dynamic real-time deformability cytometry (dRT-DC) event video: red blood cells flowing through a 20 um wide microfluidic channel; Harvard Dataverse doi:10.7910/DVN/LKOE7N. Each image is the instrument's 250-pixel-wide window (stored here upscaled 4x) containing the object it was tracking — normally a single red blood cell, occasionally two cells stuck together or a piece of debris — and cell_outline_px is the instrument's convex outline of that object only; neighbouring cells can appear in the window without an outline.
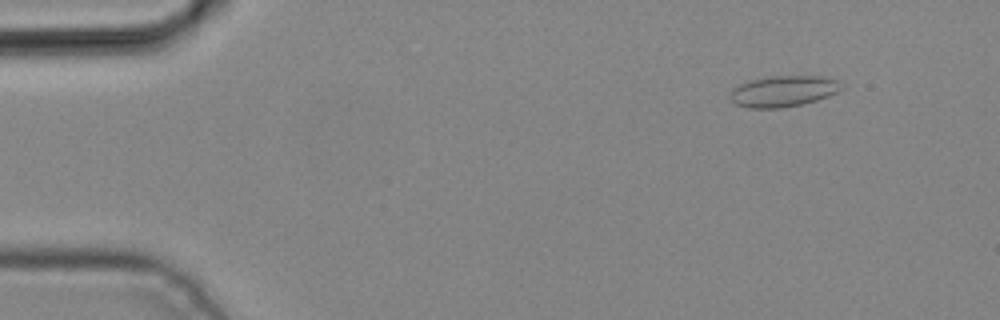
{"species": "common noctule bat (a hibernating species)", "species_latin": "Nyctalus noctula", "temperature_condition": "cold", "stored_images_in_passage": 3, "camera_frame_rate_fps": 3000, "um_per_image_px": 0.085, "animal": {"sex": "male", "body_mass_g": 19.2, "forearm_length_mm": 51.8}, "frame": {"image": 1, "passage_image": 1, "time_ms": 0.0, "image_size_px": [1000, 320], "cell_outline_px": [[844, 88], [828, 96], [804, 104], [780, 108], [748, 108], [736, 104], [728, 96], [732, 88], [740, 84], [752, 80], [776, 76], [820, 76], [840, 80]], "centroid_in_image_um": [66.6, 7.76], "position_along_channel_um": 18.4, "area_um2": 20.17}}